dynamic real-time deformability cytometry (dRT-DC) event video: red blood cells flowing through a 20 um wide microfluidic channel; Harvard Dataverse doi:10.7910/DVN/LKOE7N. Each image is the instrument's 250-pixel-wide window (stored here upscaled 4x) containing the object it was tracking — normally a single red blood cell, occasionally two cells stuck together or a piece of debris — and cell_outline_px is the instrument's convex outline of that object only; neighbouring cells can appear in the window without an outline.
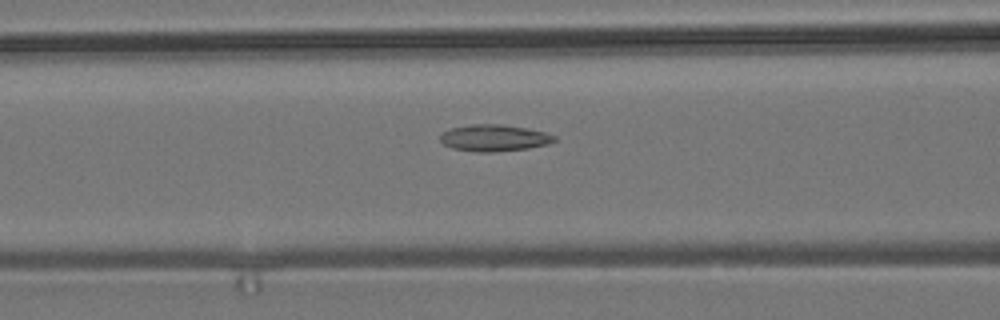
{"species": "common noctule bat (a hibernating species)", "species_latin": "Nyctalus noctula", "temperature_condition": "room temperature", "stored_images_in_passage": 29, "camera_frame_rate_fps": 3000, "um_per_image_px": 0.085, "animal": {"sex": "male", "body_mass_g": 19.2, "forearm_length_mm": 51.8}, "frame": {"image": 1, "passage_image": 10, "time_ms": 3.0, "image_size_px": [1000, 320], "cell_outline_px": [[556, 140], [548, 144], [528, 148], [492, 152], [476, 152], [452, 148], [444, 144], [440, 140], [440, 136], [444, 132], [452, 128], [472, 124], [504, 124], [528, 128], [544, 132], [556, 136]], "centroid_in_image_um": [42.02, 11.72], "position_along_channel_um": 124.6, "area_um2": 17.69}}
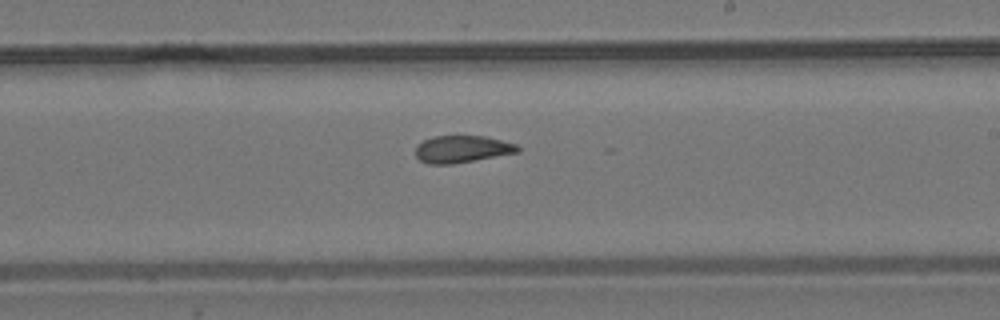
{"frame": {"image": 2, "passage_image": 20, "time_ms": 6.333, "image_size_px": [1000, 320], "cell_outline_px": [[520, 152], [452, 164], [428, 164], [420, 160], [416, 156], [416, 144], [432, 136], [484, 136], [516, 144], [520, 148]], "centroid_in_image_um": [39.25, 12.67], "position_along_channel_um": 249.7, "area_um2": 16.13}}
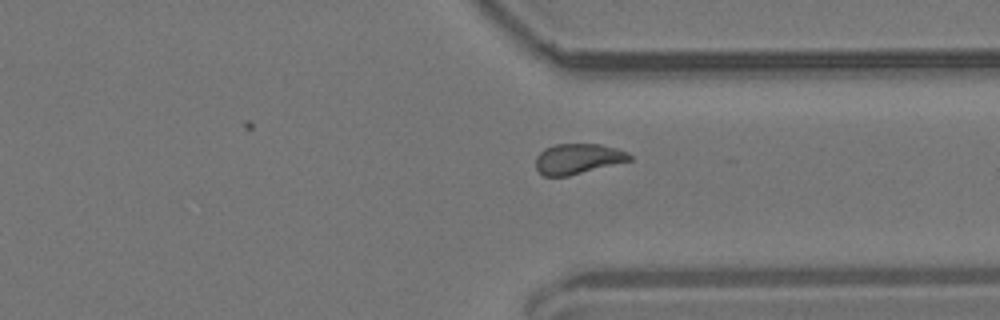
{"frame": {"image": 3, "passage_image": 29, "time_ms": 9.333, "image_size_px": [1000, 320], "cell_outline_px": [[632, 160], [568, 176], [544, 176], [536, 168], [536, 156], [544, 148], [556, 144], [600, 144], [616, 148], [628, 152], [632, 156]], "centroid_in_image_um": [49.12, 13.49], "position_along_channel_um": 362.3, "area_um2": 16.59}}